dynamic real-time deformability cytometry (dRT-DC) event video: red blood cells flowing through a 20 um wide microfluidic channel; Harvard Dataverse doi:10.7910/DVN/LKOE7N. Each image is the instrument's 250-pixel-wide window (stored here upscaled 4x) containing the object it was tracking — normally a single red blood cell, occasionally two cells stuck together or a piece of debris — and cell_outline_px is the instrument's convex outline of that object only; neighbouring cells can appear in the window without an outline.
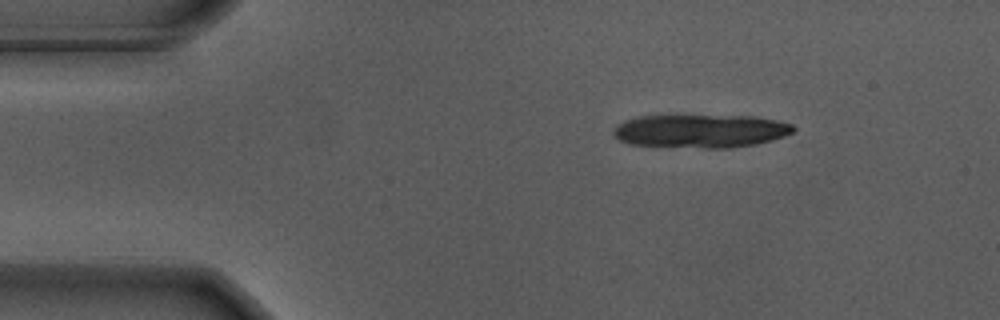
{"species": "Egyptian fruit bat (a non-hibernating species)", "species_latin": "Rousettus aegyptiacus", "temperature_condition": "warm", "stored_images_in_passage": 11, "camera_frame_rate_fps": 3000, "um_per_image_px": 0.085, "animal": {"sex": "male"}, "frame": {"image": 1, "passage_image": 1, "time_ms": 0.0, "image_size_px": [1000, 320], "cell_outline_px": [[796, 128], [792, 132], [784, 136], [756, 144], [728, 148], [704, 148], [628, 144], [620, 140], [612, 132], [616, 124], [624, 120], [636, 116], [752, 116], [776, 120], [792, 124]], "centroid_in_image_um": [59.53, 11.13], "position_along_channel_um": 25.5, "area_um2": 34.85}}